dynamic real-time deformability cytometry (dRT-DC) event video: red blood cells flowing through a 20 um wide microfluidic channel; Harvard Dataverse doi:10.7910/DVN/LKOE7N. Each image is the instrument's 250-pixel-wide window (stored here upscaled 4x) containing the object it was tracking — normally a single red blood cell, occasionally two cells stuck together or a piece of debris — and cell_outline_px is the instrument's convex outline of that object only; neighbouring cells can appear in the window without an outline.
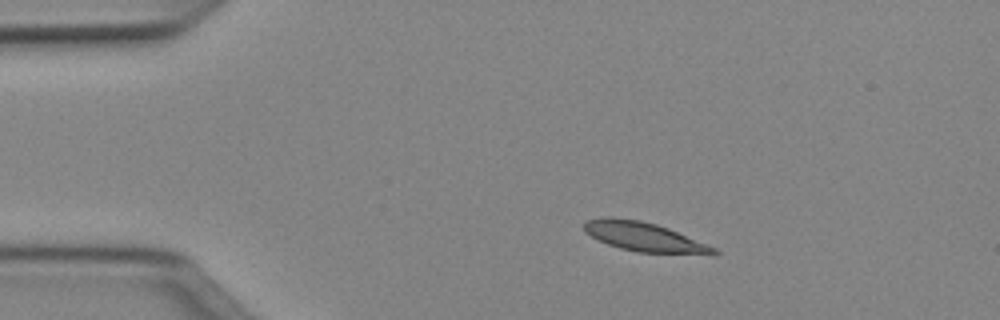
{"species": "Egyptian fruit bat (a non-hibernating species)", "species_latin": "Rousettus aegyptiacus", "temperature_condition": "cold", "stored_images_in_passage": 42, "camera_frame_rate_fps": 3000, "um_per_image_px": 0.085, "animal": {"sex": "female"}, "frame": {"image": 1, "passage_image": 1, "time_ms": 0.0, "image_size_px": [1000, 320], "cell_outline_px": [[720, 252], [716, 256], [712, 256], [640, 252], [620, 248], [608, 244], [584, 232], [584, 220], [604, 216], [612, 216], [640, 220], [656, 224], [668, 228], [716, 248]], "centroid_in_image_um": [54.81, 20.14], "position_along_channel_um": 30.2, "area_um2": 22.48}}
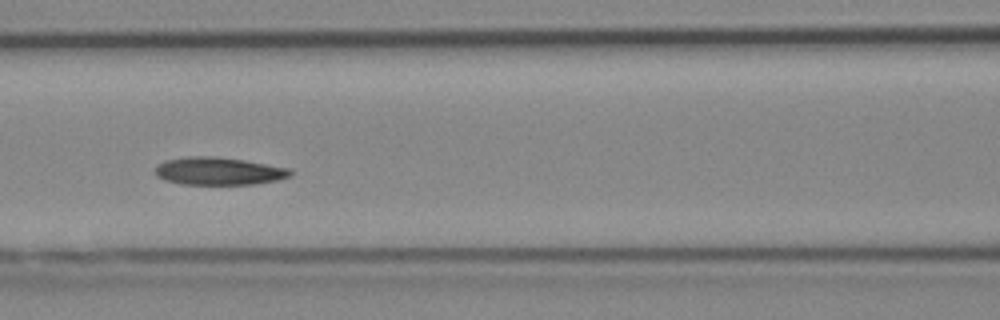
{"frame": {"image": 2, "passage_image": 14, "time_ms": 4.333, "image_size_px": [1000, 320], "cell_outline_px": [[292, 172], [288, 176], [276, 180], [252, 184], [184, 184], [164, 180], [156, 176], [156, 164], [164, 160], [188, 156], [216, 156], [244, 160], [292, 168]], "centroid_in_image_um": [18.56, 14.53], "position_along_channel_um": 148.0, "area_um2": 21.85}}
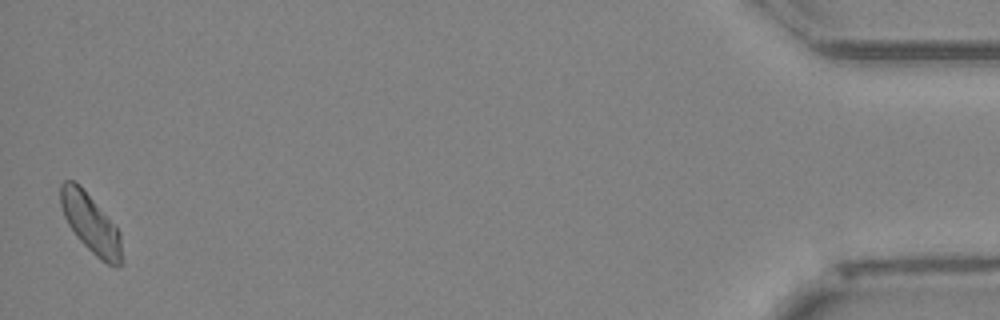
{"frame": {"image": 3, "passage_image": 42, "time_ms": 13.667, "image_size_px": [1000, 320], "cell_outline_px": [[124, 264], [120, 268], [116, 268], [100, 260], [76, 236], [68, 224], [64, 216], [60, 204], [60, 184], [64, 180], [72, 180], [80, 184], [120, 232], [124, 260]], "centroid_in_image_um": [7.74, 19.04], "position_along_channel_um": 427.5, "area_um2": 21.27}, "authors_computed_cell_mechanics": {"area_um2": 21.5016, "velocity_mm_per_s": 3.9766, "shape_relaxation_time_tau1_ms": 3.7945, "shape_relaxation_time_tau2_ms": null, "deformation_change_tau1": 0.1217, "deformation_change_tau2": null}}